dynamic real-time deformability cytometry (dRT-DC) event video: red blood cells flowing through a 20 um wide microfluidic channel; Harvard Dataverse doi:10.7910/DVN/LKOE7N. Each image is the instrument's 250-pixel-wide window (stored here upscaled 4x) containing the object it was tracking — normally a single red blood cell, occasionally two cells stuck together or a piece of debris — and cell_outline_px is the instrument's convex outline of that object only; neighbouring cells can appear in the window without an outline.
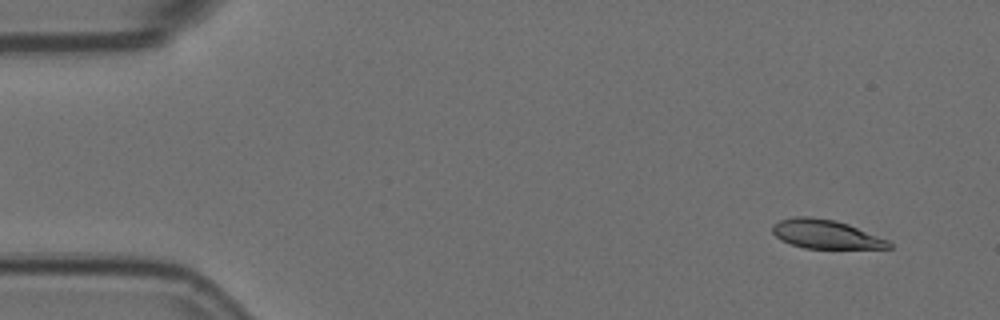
{"species": "Egyptian fruit bat (a non-hibernating species)", "species_latin": "Rousettus aegyptiacus", "temperature_condition": "room temperature", "stored_images_in_passage": 4, "camera_frame_rate_fps": 3000, "um_per_image_px": 0.085, "animal": {"sex": "female"}, "frame": {"image": 1, "passage_image": 1, "time_ms": 0.0, "image_size_px": [1000, 320], "cell_outline_px": [[892, 248], [804, 248], [780, 240], [772, 232], [772, 224], [780, 220], [792, 216], [812, 216], [836, 220], [848, 224], [888, 240], [892, 244]], "centroid_in_image_um": [70.15, 19.89], "position_along_channel_um": 14.9, "area_um2": 19.59}}
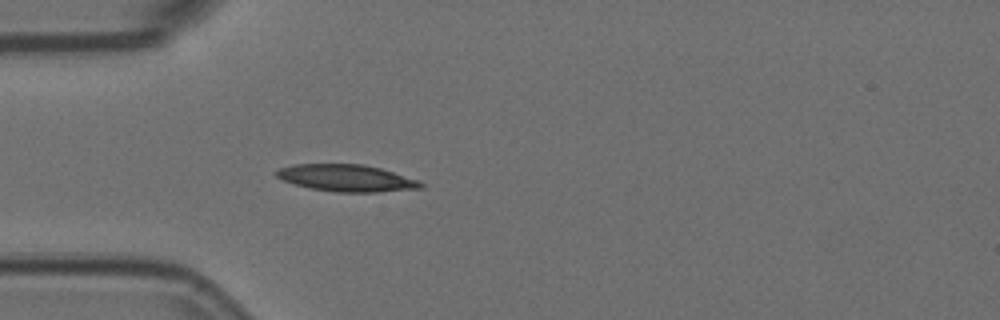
{"frame": {"image": 2, "passage_image": 4, "time_ms": 1.0, "image_size_px": [1000, 320], "cell_outline_px": [[424, 188], [376, 192], [336, 192], [308, 188], [284, 180], [276, 176], [272, 172], [280, 168], [292, 164], [364, 164], [380, 168], [420, 180], [424, 184]], "centroid_in_image_um": [29.46, 15.13], "position_along_channel_um": 55.5, "area_um2": 22.77}}